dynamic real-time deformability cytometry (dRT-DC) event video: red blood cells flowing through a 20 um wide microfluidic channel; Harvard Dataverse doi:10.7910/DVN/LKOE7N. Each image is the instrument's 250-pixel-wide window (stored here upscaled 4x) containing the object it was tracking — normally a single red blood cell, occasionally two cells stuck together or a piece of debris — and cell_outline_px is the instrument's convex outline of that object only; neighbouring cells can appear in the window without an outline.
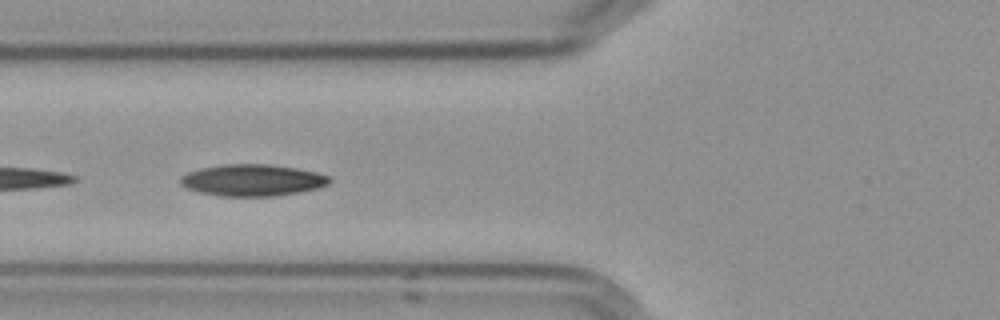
{"species": "Egyptian fruit bat (a non-hibernating species)", "species_latin": "Rousettus aegyptiacus", "temperature_condition": "cold", "stored_images_in_passage": 9, "camera_frame_rate_fps": 3000, "um_per_image_px": 0.085, "frame": {"image": 1, "passage_image": 6, "time_ms": 6.667, "image_size_px": [1000, 320], "cell_outline_px": [[332, 180], [328, 184], [316, 188], [300, 192], [276, 196], [220, 196], [200, 192], [188, 188], [180, 184], [180, 176], [188, 172], [200, 168], [224, 164], [268, 164], [296, 168], [316, 172], [328, 176]], "centroid_in_image_um": [21.45, 15.31], "position_along_channel_um": 104.4, "area_um2": 27.46}}
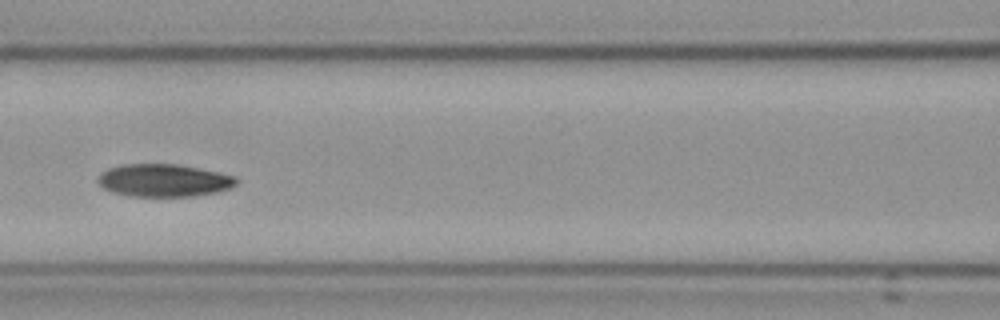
{"frame": {"image": 2, "passage_image": 7, "time_ms": 8.0, "image_size_px": [1000, 320], "cell_outline_px": [[240, 180], [236, 184], [228, 188], [216, 192], [196, 196], [128, 196], [112, 192], [104, 188], [96, 180], [108, 168], [124, 164], [176, 164], [236, 176]], "centroid_in_image_um": [13.93, 15.34], "position_along_channel_um": 152.7, "area_um2": 26.13}}